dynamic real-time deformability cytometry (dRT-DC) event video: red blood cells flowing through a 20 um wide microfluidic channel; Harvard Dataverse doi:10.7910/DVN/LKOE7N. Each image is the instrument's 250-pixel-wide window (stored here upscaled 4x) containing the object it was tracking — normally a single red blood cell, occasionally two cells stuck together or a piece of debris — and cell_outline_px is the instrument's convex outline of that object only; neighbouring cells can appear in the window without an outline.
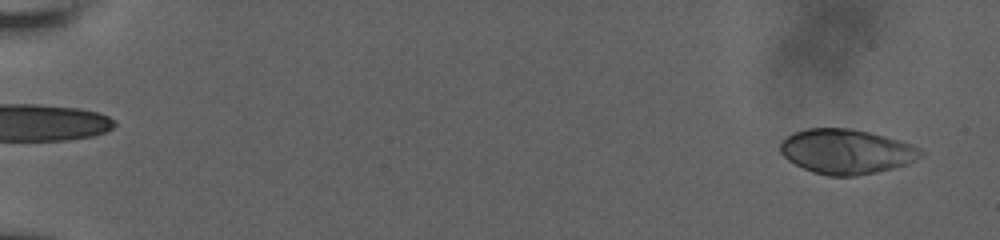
{"species": "human", "species_latin": "Homo sapiens", "temperature_condition": "room temperature", "stored_images_in_passage": 57, "camera_frame_rate_fps": 3000, "um_per_image_px": 0.085, "donor": {"sex": "male"}, "frame": {"image": 1, "passage_image": 3, "time_ms": 0.667, "image_size_px": [1000, 240], "cell_outline_px": [[924, 156], [904, 164], [892, 168], [876, 172], [856, 176], [828, 176], [812, 172], [788, 160], [780, 152], [780, 144], [788, 136], [796, 132], [808, 128], [848, 128], [868, 132], [900, 140], [920, 148], [924, 152]], "centroid_in_image_um": [71.95, 12.88], "position_along_channel_um": 13.1, "area_um2": 36.36}}
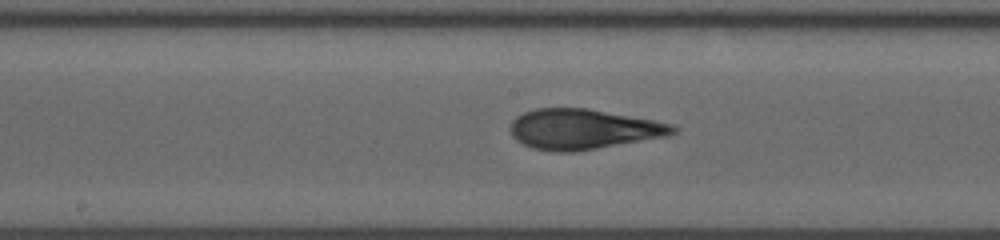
{"frame": {"image": 2, "passage_image": 32, "time_ms": 10.333, "image_size_px": [1000, 240], "cell_outline_px": [[676, 132], [668, 136], [572, 152], [552, 152], [532, 148], [516, 140], [512, 136], [508, 128], [512, 120], [516, 116], [524, 112], [536, 108], [588, 108], [652, 120], [672, 124], [676, 128]], "centroid_in_image_um": [49.5, 10.98], "position_along_channel_um": 198.7, "area_um2": 38.03}}
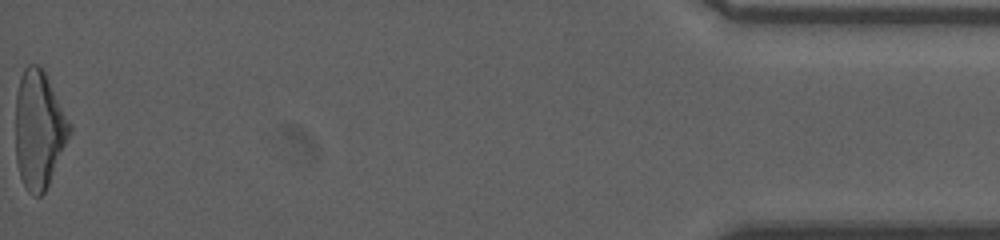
{"frame": {"image": 3, "passage_image": 57, "time_ms": 18.667, "image_size_px": [1000, 240], "cell_outline_px": [[72, 132], [48, 184], [44, 192], [40, 196], [32, 196], [28, 192], [20, 176], [16, 160], [16, 96], [20, 76], [24, 68], [28, 64], [36, 64], [44, 72], [72, 124]], "centroid_in_image_um": [3.32, 11.02], "position_along_channel_um": 431.9, "area_um2": 36.93}, "authors_computed_cell_mechanics": {"area_um2": 36.9342, "velocity_mm_per_s": 3.8417, "shape_relaxation_time_tau1_ms": 6.7881, "shape_relaxation_time_tau2_ms": 1.0938, "deformation_change_tau1": 0.2397, "deformation_change_tau2": 0.0787}}